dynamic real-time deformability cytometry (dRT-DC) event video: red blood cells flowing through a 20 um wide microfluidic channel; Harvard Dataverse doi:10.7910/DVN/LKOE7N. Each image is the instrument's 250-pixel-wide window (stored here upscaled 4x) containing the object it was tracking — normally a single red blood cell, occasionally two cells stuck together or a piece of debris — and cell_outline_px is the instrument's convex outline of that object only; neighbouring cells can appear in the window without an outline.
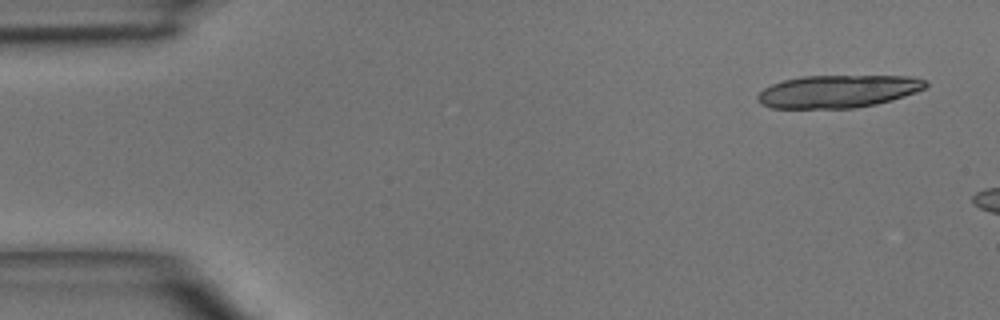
{"species": "common noctule bat (a hibernating species)", "species_latin": "Nyctalus noctula", "temperature_condition": "room temperature", "stored_images_in_passage": 4, "camera_frame_rate_fps": 3000, "um_per_image_px": 0.085, "animal": {"sex": "male", "body_mass_g": 15.6}, "frame": {"image": 1, "passage_image": 1, "time_ms": 0.0, "image_size_px": [1000, 320], "cell_outline_px": [[928, 84], [924, 88], [916, 92], [892, 100], [876, 104], [856, 108], [772, 108], [760, 104], [756, 100], [756, 96], [764, 88], [772, 84], [784, 80], [804, 76], [912, 76], [928, 80]], "centroid_in_image_um": [71.23, 7.76], "position_along_channel_um": 13.8, "area_um2": 32.14}}